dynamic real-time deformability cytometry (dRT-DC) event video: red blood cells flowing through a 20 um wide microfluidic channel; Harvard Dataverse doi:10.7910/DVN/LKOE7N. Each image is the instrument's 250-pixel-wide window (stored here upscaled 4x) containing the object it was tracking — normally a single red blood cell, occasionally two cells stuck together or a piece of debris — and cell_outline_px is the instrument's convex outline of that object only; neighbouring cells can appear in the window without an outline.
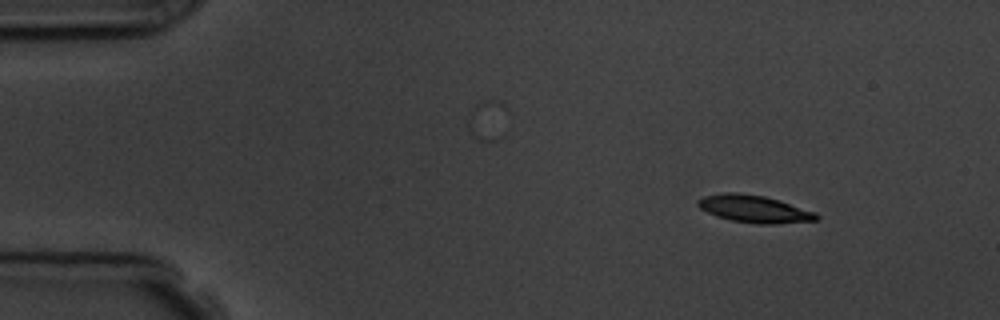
{"species": "common noctule bat (a hibernating species)", "species_latin": "Nyctalus noctula", "temperature_condition": "room temperature", "stored_images_in_passage": 5, "camera_frame_rate_fps": 3000, "um_per_image_px": 0.085, "animal": {"sex": "male", "body_mass_g": 19.5, "forearm_length_mm": 54.6}, "frame": {"image": 1, "passage_image": 1, "time_ms": 0.0, "image_size_px": [1000, 320], "cell_outline_px": [[820, 220], [776, 224], [760, 224], [732, 220], [716, 216], [700, 208], [696, 204], [696, 200], [704, 196], [720, 192], [736, 192], [764, 196], [816, 212], [820, 216]], "centroid_in_image_um": [64.1, 17.75], "position_along_channel_um": 20.9, "area_um2": 18.9}}
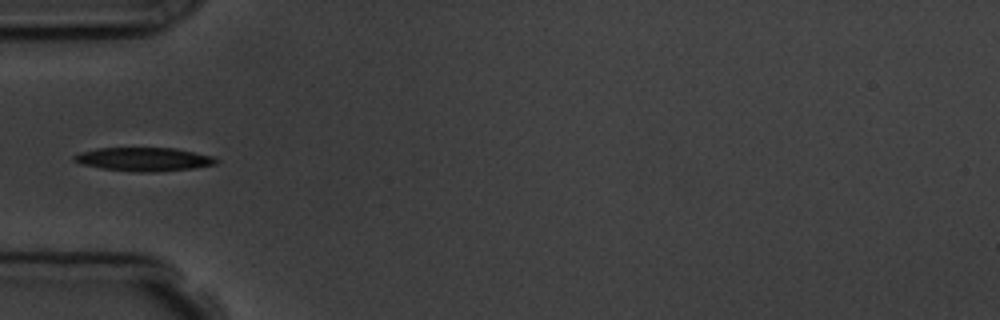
{"frame": {"image": 2, "passage_image": 4, "time_ms": 3.667, "image_size_px": [1000, 320], "cell_outline_px": [[220, 160], [216, 164], [192, 168], [156, 172], [140, 172], [100, 168], [80, 164], [72, 160], [72, 156], [80, 152], [96, 148], [176, 148], [212, 156]], "centroid_in_image_um": [12.19, 13.53], "position_along_channel_um": 72.8, "area_um2": 19.59}}